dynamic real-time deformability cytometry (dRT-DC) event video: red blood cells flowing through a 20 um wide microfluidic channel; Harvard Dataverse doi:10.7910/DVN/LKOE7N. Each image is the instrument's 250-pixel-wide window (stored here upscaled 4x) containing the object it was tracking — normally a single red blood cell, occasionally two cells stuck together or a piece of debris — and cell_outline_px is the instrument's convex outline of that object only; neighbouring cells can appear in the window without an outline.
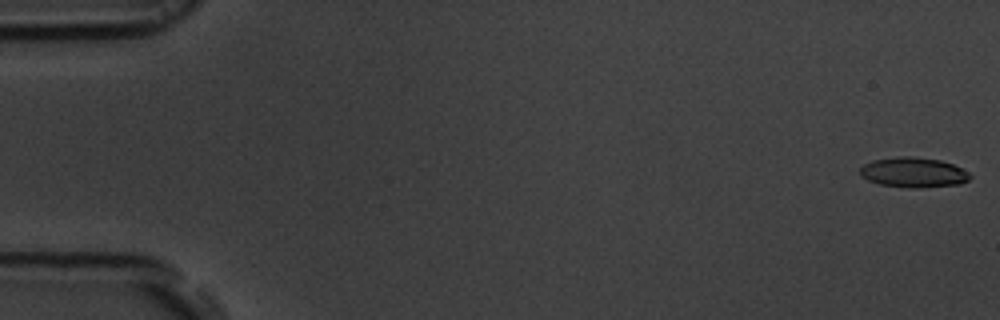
{"species": "common noctule bat (a hibernating species)", "species_latin": "Nyctalus noctula", "temperature_condition": "room temperature", "stored_images_in_passage": 54, "camera_frame_rate_fps": 3000, "um_per_image_px": 0.085, "animal": {"sex": "male", "body_mass_g": 19.5, "forearm_length_mm": 54.6}, "frame": {"image": 1, "passage_image": 1, "time_ms": 0.0, "image_size_px": [1000, 320], "cell_outline_px": [[972, 176], [968, 180], [960, 184], [916, 188], [908, 188], [880, 184], [868, 180], [860, 176], [860, 168], [864, 164], [872, 160], [900, 156], [912, 156], [940, 160], [952, 164], [968, 172]], "centroid_in_image_um": [77.62, 14.65], "position_along_channel_um": 7.4, "area_um2": 19.25}}
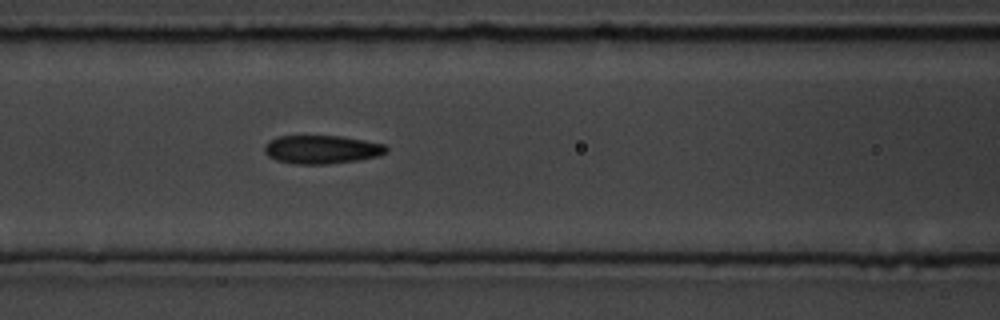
{"frame": {"image": 2, "passage_image": 23, "time_ms": 7.333, "image_size_px": [1000, 320], "cell_outline_px": [[388, 152], [380, 156], [360, 160], [328, 164], [296, 164], [276, 160], [268, 156], [264, 152], [264, 144], [268, 140], [280, 136], [340, 136], [364, 140], [384, 144], [388, 148]], "centroid_in_image_um": [27.35, 12.71], "position_along_channel_um": 139.2, "area_um2": 20.4}}
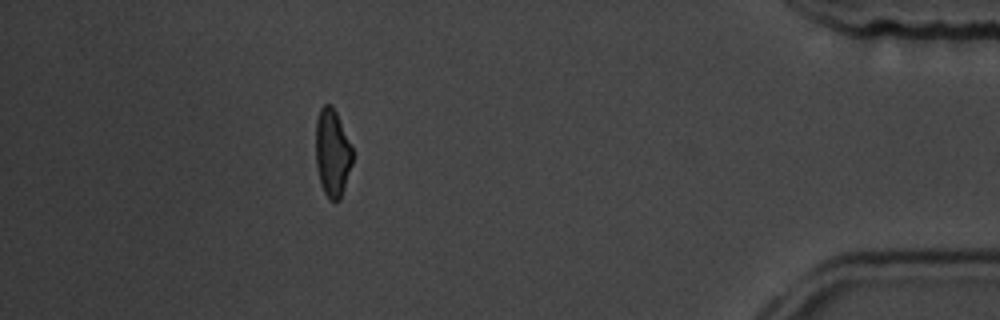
{"frame": {"image": 3, "passage_image": 48, "time_ms": 15.667, "image_size_px": [1000, 320], "cell_outline_px": [[352, 164], [340, 200], [332, 200], [324, 192], [320, 184], [316, 168], [316, 120], [320, 108], [324, 104], [332, 104], [336, 112], [352, 148]], "centroid_in_image_um": [28.23, 12.98], "position_along_channel_um": 407.0, "area_um2": 18.67}, "authors_computed_cell_mechanics": {"area_um2": 19.8543, "velocity_mm_per_s": 3.8324, "shape_relaxation_time_tau1_ms": 8.723, "shape_relaxation_time_tau2_ms": 2.5315, "deformation_change_tau1": 0.179, "deformation_change_tau2": 0.1116}}